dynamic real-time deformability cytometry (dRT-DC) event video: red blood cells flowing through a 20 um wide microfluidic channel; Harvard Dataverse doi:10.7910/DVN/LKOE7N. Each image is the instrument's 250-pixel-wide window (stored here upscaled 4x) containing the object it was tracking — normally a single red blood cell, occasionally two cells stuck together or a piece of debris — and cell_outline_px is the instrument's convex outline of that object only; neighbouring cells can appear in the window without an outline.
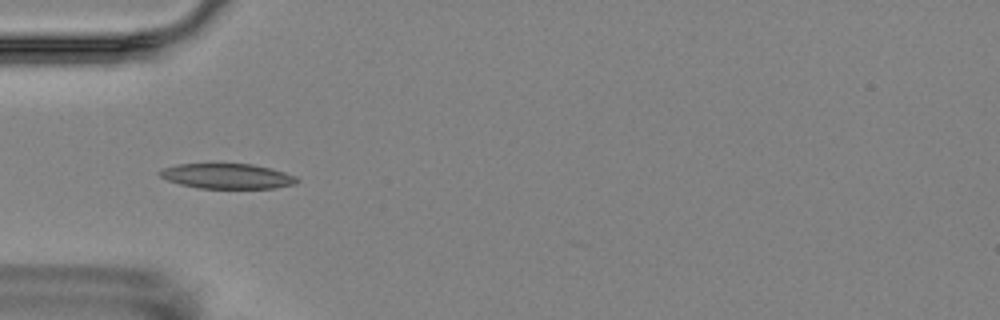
{"species": "Egyptian fruit bat (a non-hibernating species)", "species_latin": "Rousettus aegyptiacus", "temperature_condition": "room temperature", "stored_images_in_passage": 4, "camera_frame_rate_fps": 3000, "um_per_image_px": 0.085, "animal": {"sex": "female"}, "frame": {"image": 1, "passage_image": 2, "time_ms": 1.333, "image_size_px": [1000, 320], "cell_outline_px": [[300, 180], [296, 184], [276, 188], [200, 188], [180, 184], [168, 180], [160, 176], [160, 172], [164, 168], [180, 164], [252, 164], [284, 172], [296, 176]], "centroid_in_image_um": [19.37, 14.98], "position_along_channel_um": 65.6, "area_um2": 19.83}}
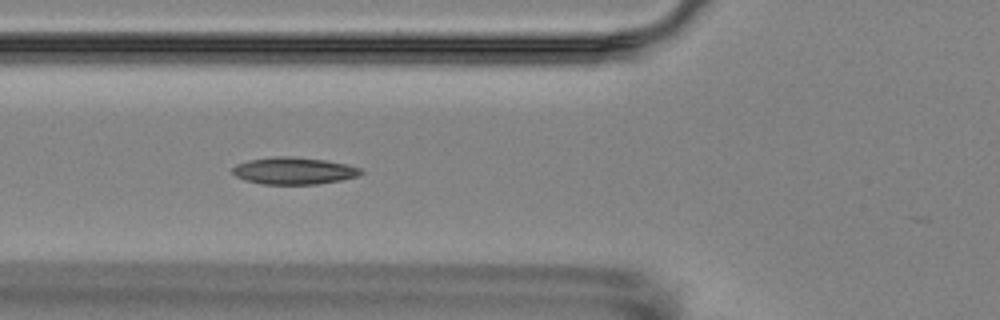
{"frame": {"image": 2, "passage_image": 3, "time_ms": 2.333, "image_size_px": [1000, 320], "cell_outline_px": [[364, 172], [360, 176], [320, 184], [260, 184], [244, 180], [236, 176], [232, 172], [232, 168], [236, 164], [248, 160], [272, 156], [288, 156], [324, 160], [348, 164], [360, 168]], "centroid_in_image_um": [24.98, 14.52], "position_along_channel_um": 100.8, "area_um2": 20.4}}
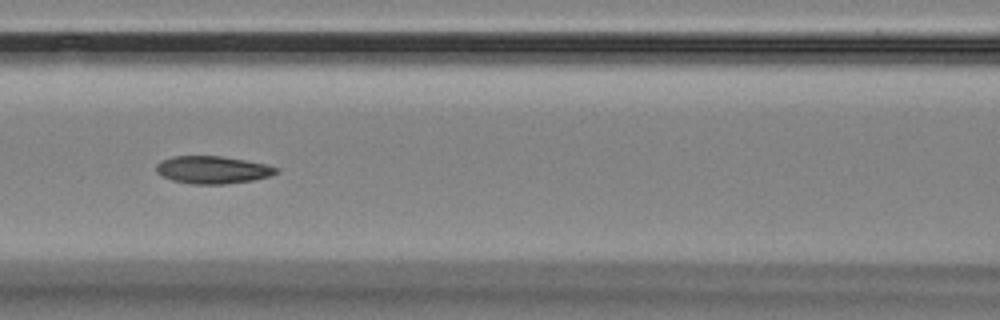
{"frame": {"image": 3, "passage_image": 4, "time_ms": 3.667, "image_size_px": [1000, 320], "cell_outline_px": [[280, 172], [272, 176], [252, 180], [224, 184], [192, 184], [172, 180], [156, 172], [156, 164], [160, 160], [172, 156], [220, 156], [268, 164], [280, 168]], "centroid_in_image_um": [18.11, 14.43], "position_along_channel_um": 148.5, "area_um2": 19.42}}